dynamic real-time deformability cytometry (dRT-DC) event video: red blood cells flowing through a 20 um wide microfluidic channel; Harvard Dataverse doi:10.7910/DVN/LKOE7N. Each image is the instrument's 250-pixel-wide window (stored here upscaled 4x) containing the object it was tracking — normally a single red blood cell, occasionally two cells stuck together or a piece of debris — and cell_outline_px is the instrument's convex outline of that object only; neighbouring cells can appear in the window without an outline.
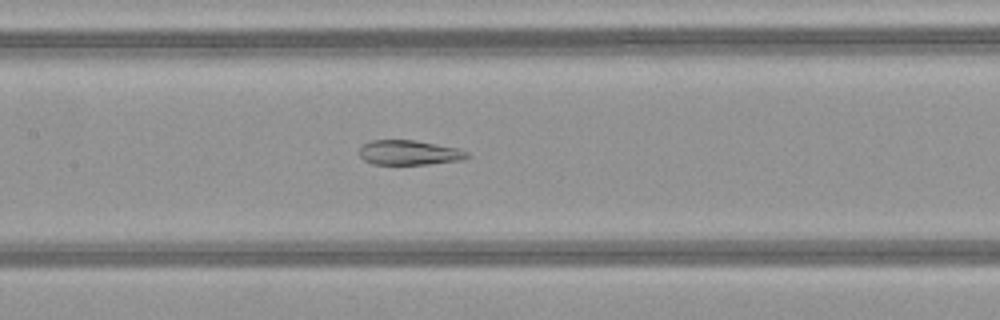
{"species": "common noctule bat (a hibernating species)", "species_latin": "Nyctalus noctula", "temperature_condition": "warm", "stored_images_in_passage": 51, "camera_frame_rate_fps": 3000, "um_per_image_px": 0.085, "animal": {"sex": "female", "body_mass_g": 21.9}, "frame": {"image": 1, "passage_image": 24, "time_ms": 7.667, "image_size_px": [1000, 320], "cell_outline_px": [[468, 156], [464, 160], [428, 164], [372, 164], [364, 160], [360, 156], [360, 148], [364, 144], [372, 140], [416, 140], [460, 148], [468, 152]], "centroid_in_image_um": [34.82, 12.97], "position_along_channel_um": 172.6, "area_um2": 15.61}}
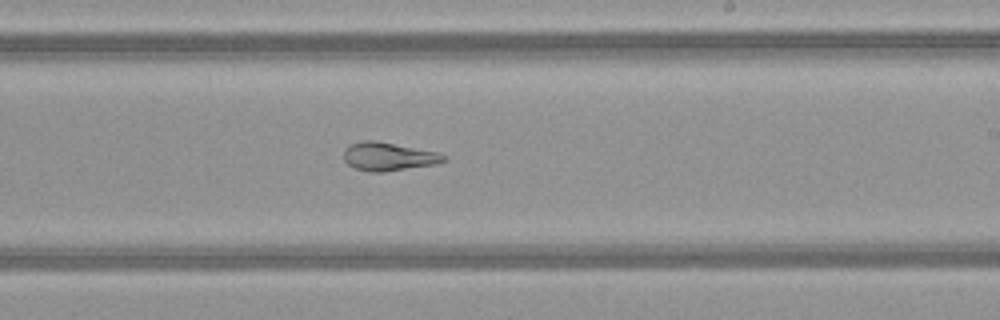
{"frame": {"image": 2, "passage_image": 30, "time_ms": 9.667, "image_size_px": [1000, 320], "cell_outline_px": [[448, 160], [436, 164], [384, 172], [368, 172], [356, 168], [348, 164], [344, 160], [344, 148], [348, 144], [364, 140], [376, 140], [436, 152], [448, 156]], "centroid_in_image_um": [33.01, 13.3], "position_along_channel_um": 256.0, "area_um2": 16.65}}
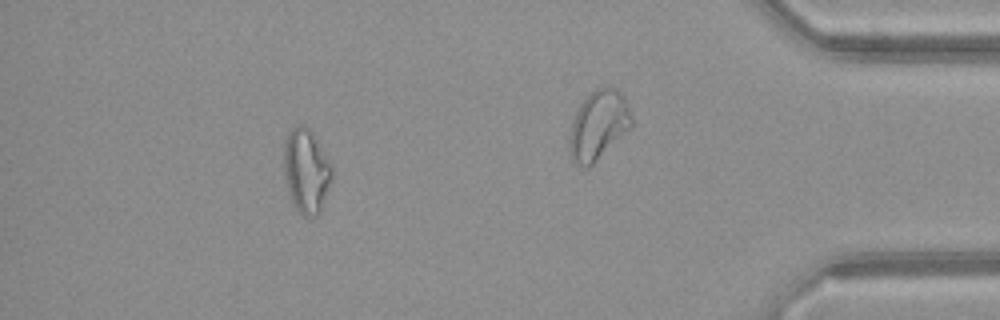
{"frame": {"image": 3, "passage_image": 45, "time_ms": 14.667, "image_size_px": [1000, 320], "cell_outline_px": [[332, 180], [320, 212], [316, 216], [304, 216], [292, 204], [288, 192], [284, 176], [284, 140], [288, 132], [292, 128], [300, 124], [304, 124], [312, 132], [328, 160], [332, 168]], "centroid_in_image_um": [26.01, 14.53], "position_along_channel_um": 409.2, "area_um2": 23.58}, "authors_computed_cell_mechanics": {"area_um2": 22.253, "velocity_mm_per_s": 4.1873, "shape_relaxation_time_tau1_ms": null, "shape_relaxation_time_tau2_ms": 2.7443, "deformation_change_tau1": null, "deformation_change_tau2": 0.0908}}